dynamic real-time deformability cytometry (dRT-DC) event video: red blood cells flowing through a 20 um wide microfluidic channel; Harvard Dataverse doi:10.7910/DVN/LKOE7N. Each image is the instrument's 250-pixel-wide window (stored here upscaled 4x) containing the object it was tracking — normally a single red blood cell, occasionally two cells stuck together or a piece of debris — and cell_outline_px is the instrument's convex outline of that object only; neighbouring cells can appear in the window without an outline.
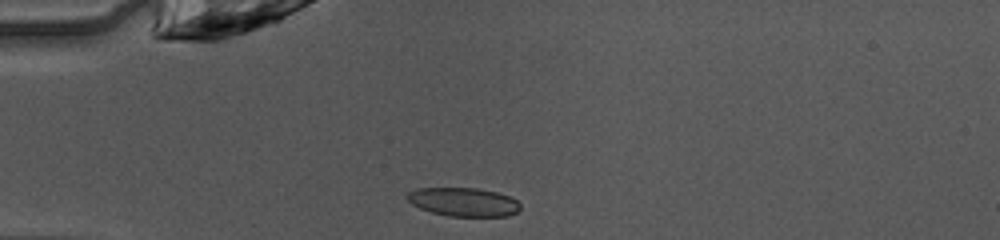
{"species": "common noctule bat (a hibernating species)", "species_latin": "Nyctalus noctula", "temperature_condition": "warm", "stored_images_in_passage": 37, "camera_frame_rate_fps": 3000, "um_per_image_px": 0.085, "animal": {"sex": "female", "body_mass_g": 10.0, "forearm_length_mm": 53.1}, "frame": {"image": 1, "passage_image": 1, "time_ms": 0.0, "image_size_px": [1000, 240], "cell_outline_px": [[520, 208], [516, 212], [508, 216], [448, 216], [432, 212], [420, 208], [412, 204], [404, 196], [408, 192], [416, 188], [476, 188], [496, 192], [512, 196], [520, 204]], "centroid_in_image_um": [39.39, 17.16], "position_along_channel_um": 45.6, "area_um2": 18.96}}
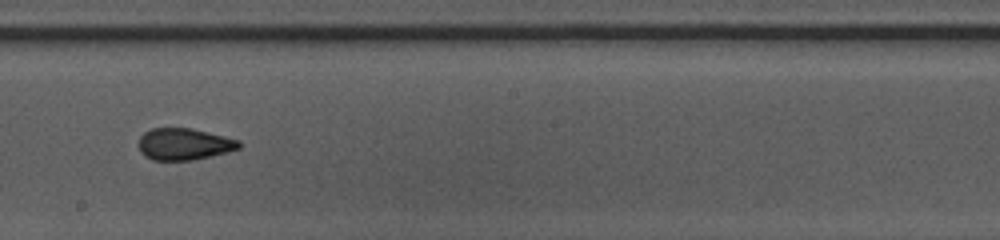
{"frame": {"image": 2, "passage_image": 16, "time_ms": 5.0, "image_size_px": [1000, 240], "cell_outline_px": [[240, 148], [228, 152], [212, 156], [192, 160], [152, 160], [144, 156], [140, 152], [136, 144], [140, 136], [144, 132], [152, 128], [192, 128], [240, 140]], "centroid_in_image_um": [15.61, 12.25], "position_along_channel_um": 232.6, "area_um2": 18.84}}
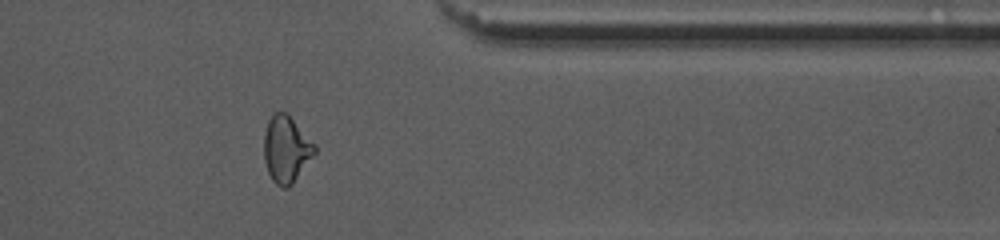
{"frame": {"image": 3, "passage_image": 28, "time_ms": 9.0, "image_size_px": [1000, 240], "cell_outline_px": [[316, 152], [292, 184], [288, 188], [284, 188], [276, 184], [272, 180], [268, 172], [264, 160], [264, 132], [268, 120], [276, 112], [288, 112], [316, 144]], "centroid_in_image_um": [24.34, 12.66], "position_along_channel_um": 387.1, "area_um2": 19.88}, "authors_computed_cell_mechanics": {"area_um2": 19.1318, "velocity_mm_per_s": 4.0916, "shape_relaxation_time_tau1_ms": null, "shape_relaxation_time_tau2_ms": 1.5441, "deformation_change_tau1": null, "deformation_change_tau2": 0.0666}}